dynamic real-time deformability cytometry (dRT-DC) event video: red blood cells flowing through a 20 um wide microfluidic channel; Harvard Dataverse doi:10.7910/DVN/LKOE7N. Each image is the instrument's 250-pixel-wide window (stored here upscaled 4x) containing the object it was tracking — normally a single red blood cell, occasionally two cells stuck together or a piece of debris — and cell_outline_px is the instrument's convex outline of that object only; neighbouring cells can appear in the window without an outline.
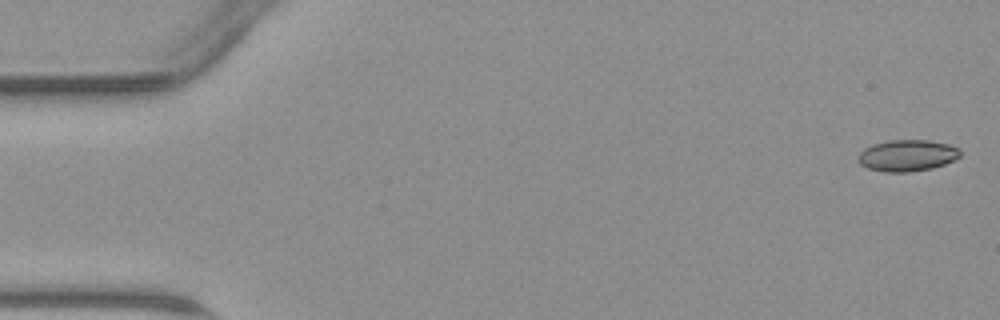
{"species": "common noctule bat (a hibernating species)", "species_latin": "Nyctalus noctula", "temperature_condition": "warm", "stored_images_in_passage": 46, "camera_frame_rate_fps": 3000, "um_per_image_px": 0.085, "animal": {"sex": "male", "body_mass_g": 23.1, "forearm_length_mm": 52.7}, "frame": {"image": 1, "passage_image": 1, "time_ms": 0.0, "image_size_px": [1000, 320], "cell_outline_px": [[960, 156], [944, 164], [932, 168], [908, 172], [884, 172], [868, 168], [860, 164], [856, 160], [856, 156], [864, 148], [872, 144], [888, 140], [928, 140], [948, 144], [960, 148]], "centroid_in_image_um": [77.07, 13.21], "position_along_channel_um": 7.9, "area_um2": 18.84}}
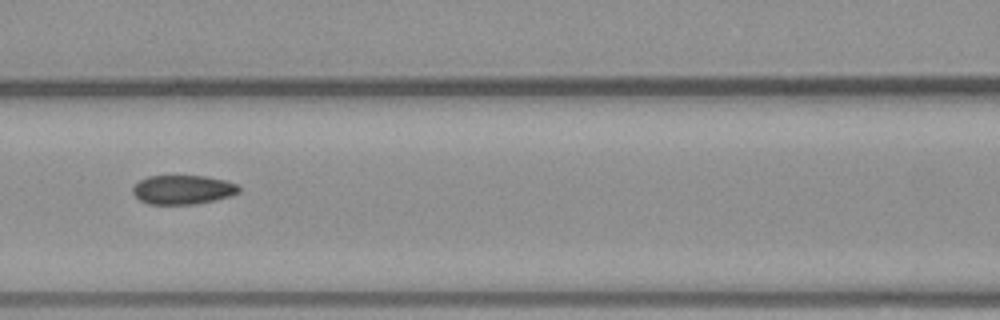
{"frame": {"image": 2, "passage_image": 20, "time_ms": 6.333, "image_size_px": [1000, 320], "cell_outline_px": [[240, 192], [228, 196], [196, 204], [148, 204], [140, 200], [132, 192], [132, 188], [140, 180], [148, 176], [204, 176], [224, 180], [236, 184], [240, 188]], "centroid_in_image_um": [15.52, 16.12], "position_along_channel_um": 151.1, "area_um2": 17.8}}
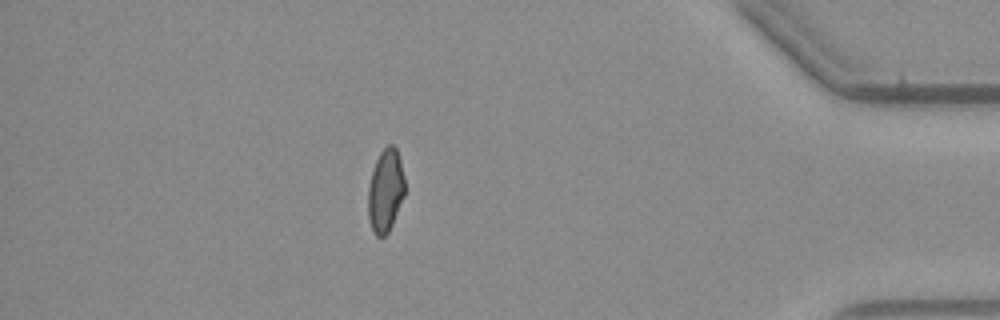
{"frame": {"image": 3, "passage_image": 40, "time_ms": 13.0, "image_size_px": [1000, 320], "cell_outline_px": [[404, 196], [392, 224], [388, 232], [384, 236], [376, 236], [372, 228], [368, 216], [368, 188], [372, 172], [376, 160], [380, 152], [388, 144], [392, 144], [396, 148], [400, 160], [404, 176]], "centroid_in_image_um": [32.76, 16.19], "position_along_channel_um": 402.4, "area_um2": 17.57}}